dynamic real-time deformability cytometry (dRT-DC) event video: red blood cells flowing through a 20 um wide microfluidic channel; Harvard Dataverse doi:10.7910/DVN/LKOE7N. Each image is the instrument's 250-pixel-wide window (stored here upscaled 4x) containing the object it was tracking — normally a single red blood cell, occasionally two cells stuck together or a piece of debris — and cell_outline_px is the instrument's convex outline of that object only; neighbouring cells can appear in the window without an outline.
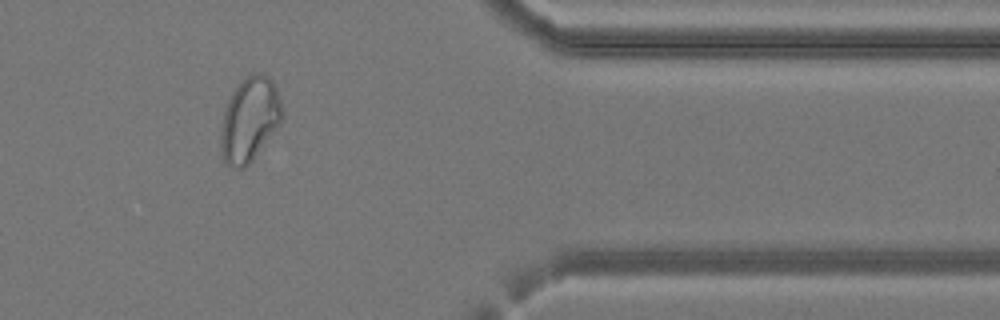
{"species": "common noctule bat (a hibernating species)", "species_latin": "Nyctalus noctula", "temperature_condition": "cold", "stored_images_in_passage": 26, "camera_frame_rate_fps": 3000, "um_per_image_px": 0.085, "animal": {"sex": "female", "body_mass_g": 24.6, "forearm_length_mm": 56.2}, "frame": {"image": 1, "passage_image": 22, "time_ms": 7.0, "image_size_px": [1000, 320], "cell_outline_px": [[284, 108], [280, 124], [252, 160], [244, 168], [232, 168], [224, 164], [220, 152], [220, 132], [224, 108], [232, 92], [252, 72], [264, 72], [276, 84]], "centroid_in_image_um": [21.22, 10.16], "position_along_channel_um": 390.2, "area_um2": 30.63}}